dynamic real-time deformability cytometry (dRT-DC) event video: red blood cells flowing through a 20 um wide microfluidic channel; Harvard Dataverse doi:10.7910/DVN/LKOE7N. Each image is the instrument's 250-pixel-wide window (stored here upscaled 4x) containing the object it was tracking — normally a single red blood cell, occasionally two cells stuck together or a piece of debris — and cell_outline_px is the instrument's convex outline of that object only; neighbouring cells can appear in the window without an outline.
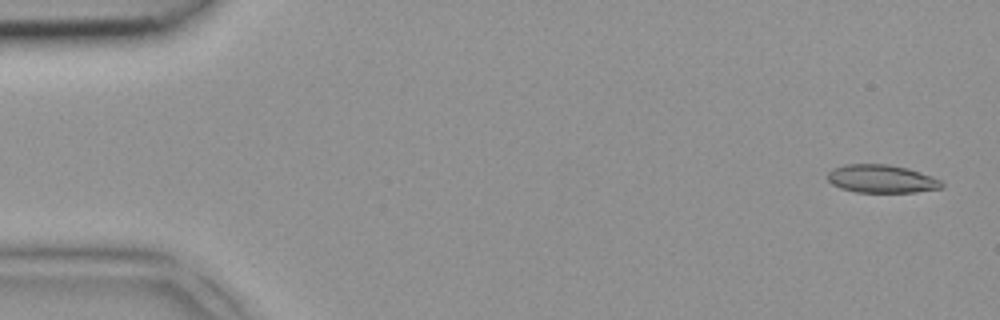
{"species": "common noctule bat (a hibernating species)", "species_latin": "Nyctalus noctula", "temperature_condition": "room temperature", "stored_images_in_passage": 4, "segment_of_instrument_passage": [1, 2], "camera_frame_rate_fps": 3000, "um_per_image_px": 0.085, "animal": {"sex": "female", "body_mass_g": 18.4}, "frame": {"image": 1, "passage_image": 1, "time_ms": 0.0, "image_size_px": [1000, 320], "cell_outline_px": [[944, 188], [916, 192], [856, 192], [840, 188], [832, 184], [828, 180], [828, 172], [832, 168], [844, 164], [888, 164], [908, 168], [932, 176], [940, 180], [944, 184]], "centroid_in_image_um": [74.94, 15.2], "position_along_channel_um": 10.1, "area_um2": 18.84}}